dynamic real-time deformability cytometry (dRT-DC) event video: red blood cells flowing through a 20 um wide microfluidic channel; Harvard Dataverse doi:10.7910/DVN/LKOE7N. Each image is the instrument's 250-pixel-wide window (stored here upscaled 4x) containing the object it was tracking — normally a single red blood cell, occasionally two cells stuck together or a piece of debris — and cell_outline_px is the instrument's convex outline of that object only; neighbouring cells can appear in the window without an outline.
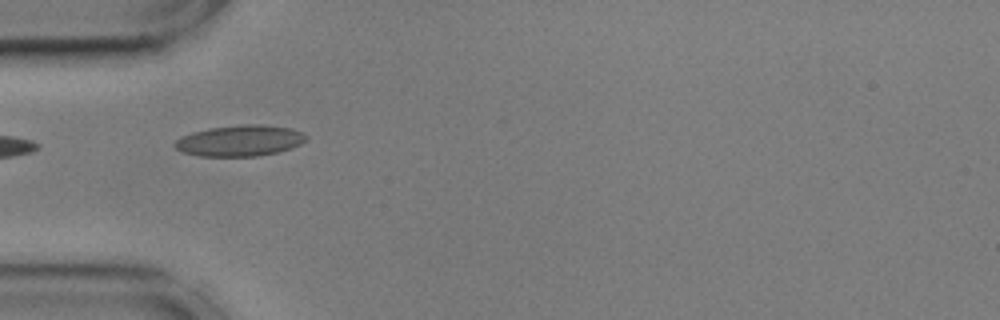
{"species": "common noctule bat (a hibernating species)", "species_latin": "Nyctalus noctula", "temperature_condition": "cold", "stored_images_in_passage": 24, "camera_frame_rate_fps": 3000, "um_per_image_px": 0.085, "animal": {"sex": "male", "body_mass_g": 17.9, "forearm_length_mm": 54.2}, "frame": {"image": 1, "passage_image": 1, "time_ms": 0.0, "image_size_px": [1000, 320], "cell_outline_px": [[308, 140], [300, 144], [276, 152], [260, 156], [200, 156], [184, 152], [176, 148], [172, 144], [180, 136], [192, 132], [208, 128], [248, 124], [260, 124], [292, 128], [308, 136]], "centroid_in_image_um": [20.38, 11.95], "position_along_channel_um": 64.6, "area_um2": 23.7}}